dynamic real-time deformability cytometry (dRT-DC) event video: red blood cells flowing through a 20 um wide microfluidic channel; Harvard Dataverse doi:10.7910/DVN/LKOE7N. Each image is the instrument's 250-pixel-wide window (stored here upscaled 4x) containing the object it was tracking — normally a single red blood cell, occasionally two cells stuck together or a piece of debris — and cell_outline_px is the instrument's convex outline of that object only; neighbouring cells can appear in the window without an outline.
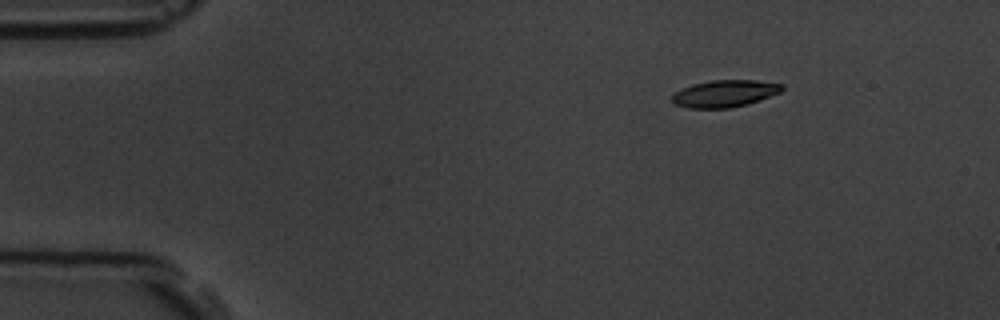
{"species": "common noctule bat (a hibernating species)", "species_latin": "Nyctalus noctula", "temperature_condition": "room temperature", "stored_images_in_passage": 4, "camera_frame_rate_fps": 3000, "um_per_image_px": 0.085, "animal": {"sex": "male", "body_mass_g": 19.5, "forearm_length_mm": 54.6}, "frame": {"image": 1, "passage_image": 1, "time_ms": 0.0, "image_size_px": [1000, 320], "cell_outline_px": [[784, 88], [780, 92], [748, 104], [728, 108], [688, 108], [672, 104], [672, 96], [676, 92], [692, 84], [712, 80], [756, 80], [784, 84]], "centroid_in_image_um": [61.6, 7.95], "position_along_channel_um": 23.4, "area_um2": 17.28}}
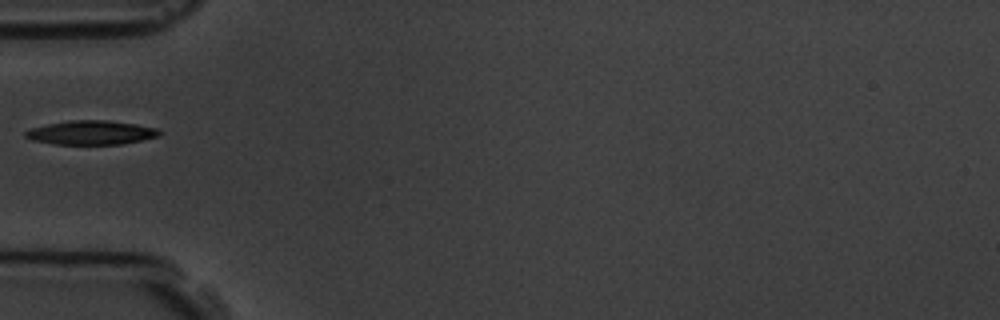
{"frame": {"image": 2, "passage_image": 4, "time_ms": 3.667, "image_size_px": [1000, 320], "cell_outline_px": [[160, 132], [156, 136], [140, 140], [120, 144], [56, 144], [32, 140], [24, 136], [24, 132], [32, 128], [48, 124], [68, 120], [108, 120], [136, 124], [156, 128]], "centroid_in_image_um": [7.7, 11.26], "position_along_channel_um": 77.3, "area_um2": 18.5}}